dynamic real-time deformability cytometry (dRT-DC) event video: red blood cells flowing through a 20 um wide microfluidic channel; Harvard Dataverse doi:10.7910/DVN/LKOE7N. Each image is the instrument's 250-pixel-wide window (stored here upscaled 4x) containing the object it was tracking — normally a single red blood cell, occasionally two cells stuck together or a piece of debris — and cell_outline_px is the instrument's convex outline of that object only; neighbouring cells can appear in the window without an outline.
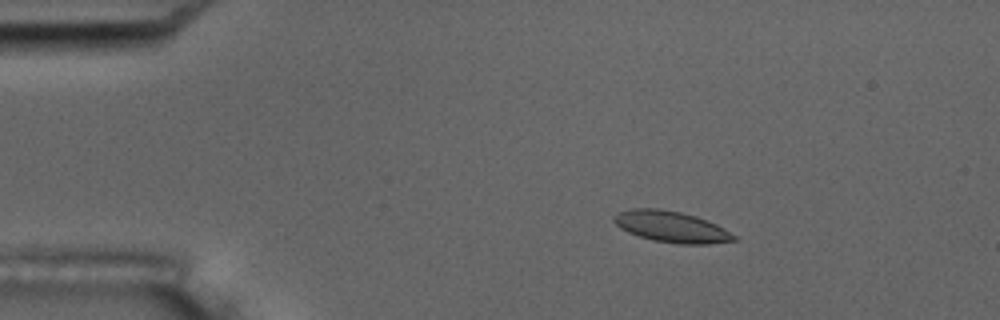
{"species": "common noctule bat (a hibernating species)", "species_latin": "Nyctalus noctula", "temperature_condition": "room temperature", "stored_images_in_passage": 6, "camera_frame_rate_fps": 3000, "um_per_image_px": 0.085, "animal": {"sex": "male", "body_mass_g": 17.5, "forearm_length_mm": 52.3}, "frame": {"image": 1, "passage_image": 2, "time_ms": 2.0, "image_size_px": [1000, 320], "cell_outline_px": [[736, 240], [708, 244], [680, 244], [652, 240], [628, 232], [620, 228], [612, 220], [612, 216], [620, 212], [632, 208], [660, 208], [680, 212], [696, 216], [716, 224], [724, 228], [736, 236]], "centroid_in_image_um": [57.05, 19.27], "position_along_channel_um": 28.0, "area_um2": 21.73}}
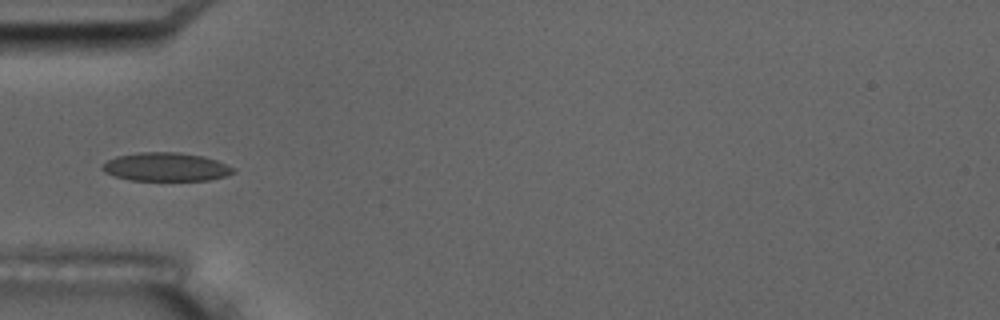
{"frame": {"image": 2, "passage_image": 4, "time_ms": 5.0, "image_size_px": [1000, 320], "cell_outline_px": [[236, 172], [224, 176], [208, 180], [128, 180], [104, 172], [100, 168], [108, 160], [116, 156], [140, 152], [180, 152], [204, 156], [216, 160], [236, 168]], "centroid_in_image_um": [14.12, 14.18], "position_along_channel_um": 70.9, "area_um2": 21.79}}